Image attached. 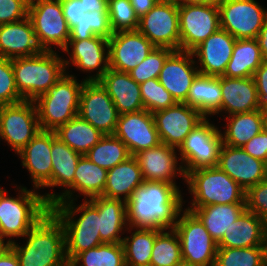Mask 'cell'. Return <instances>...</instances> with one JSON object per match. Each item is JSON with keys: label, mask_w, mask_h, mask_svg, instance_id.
Here are the masks:
<instances>
[{"label": "cell", "mask_w": 267, "mask_h": 266, "mask_svg": "<svg viewBox=\"0 0 267 266\" xmlns=\"http://www.w3.org/2000/svg\"><path fill=\"white\" fill-rule=\"evenodd\" d=\"M77 80L67 71L34 101L41 130L55 131L78 115L80 92L85 80L80 83Z\"/></svg>", "instance_id": "6"}, {"label": "cell", "mask_w": 267, "mask_h": 266, "mask_svg": "<svg viewBox=\"0 0 267 266\" xmlns=\"http://www.w3.org/2000/svg\"><path fill=\"white\" fill-rule=\"evenodd\" d=\"M108 46L109 68L122 72L135 68L155 48L138 30L114 32Z\"/></svg>", "instance_id": "19"}, {"label": "cell", "mask_w": 267, "mask_h": 266, "mask_svg": "<svg viewBox=\"0 0 267 266\" xmlns=\"http://www.w3.org/2000/svg\"><path fill=\"white\" fill-rule=\"evenodd\" d=\"M26 244H9L20 266H69L65 232L59 219L49 211L24 236Z\"/></svg>", "instance_id": "2"}, {"label": "cell", "mask_w": 267, "mask_h": 266, "mask_svg": "<svg viewBox=\"0 0 267 266\" xmlns=\"http://www.w3.org/2000/svg\"><path fill=\"white\" fill-rule=\"evenodd\" d=\"M221 76L198 74L188 92L187 105L197 109L205 118L221 107Z\"/></svg>", "instance_id": "33"}, {"label": "cell", "mask_w": 267, "mask_h": 266, "mask_svg": "<svg viewBox=\"0 0 267 266\" xmlns=\"http://www.w3.org/2000/svg\"><path fill=\"white\" fill-rule=\"evenodd\" d=\"M217 5L220 28L235 39L257 38L267 19V10L255 0H224Z\"/></svg>", "instance_id": "14"}, {"label": "cell", "mask_w": 267, "mask_h": 266, "mask_svg": "<svg viewBox=\"0 0 267 266\" xmlns=\"http://www.w3.org/2000/svg\"><path fill=\"white\" fill-rule=\"evenodd\" d=\"M180 50L192 51L220 29L217 3L178 5Z\"/></svg>", "instance_id": "13"}, {"label": "cell", "mask_w": 267, "mask_h": 266, "mask_svg": "<svg viewBox=\"0 0 267 266\" xmlns=\"http://www.w3.org/2000/svg\"><path fill=\"white\" fill-rule=\"evenodd\" d=\"M227 119L225 132H221L222 142L231 147L242 148L263 130L261 110L238 113L224 117Z\"/></svg>", "instance_id": "34"}, {"label": "cell", "mask_w": 267, "mask_h": 266, "mask_svg": "<svg viewBox=\"0 0 267 266\" xmlns=\"http://www.w3.org/2000/svg\"><path fill=\"white\" fill-rule=\"evenodd\" d=\"M113 135L126 145L130 155L161 143L153 114L145 109L120 114Z\"/></svg>", "instance_id": "17"}, {"label": "cell", "mask_w": 267, "mask_h": 266, "mask_svg": "<svg viewBox=\"0 0 267 266\" xmlns=\"http://www.w3.org/2000/svg\"><path fill=\"white\" fill-rule=\"evenodd\" d=\"M221 129L205 118L185 138L178 149L185 175L202 167H217L222 146Z\"/></svg>", "instance_id": "10"}, {"label": "cell", "mask_w": 267, "mask_h": 266, "mask_svg": "<svg viewBox=\"0 0 267 266\" xmlns=\"http://www.w3.org/2000/svg\"><path fill=\"white\" fill-rule=\"evenodd\" d=\"M78 115L104 135H113L120 114L99 81H85L80 92Z\"/></svg>", "instance_id": "15"}, {"label": "cell", "mask_w": 267, "mask_h": 266, "mask_svg": "<svg viewBox=\"0 0 267 266\" xmlns=\"http://www.w3.org/2000/svg\"><path fill=\"white\" fill-rule=\"evenodd\" d=\"M217 245L226 248L267 246V226L259 216L246 209L225 231Z\"/></svg>", "instance_id": "28"}, {"label": "cell", "mask_w": 267, "mask_h": 266, "mask_svg": "<svg viewBox=\"0 0 267 266\" xmlns=\"http://www.w3.org/2000/svg\"><path fill=\"white\" fill-rule=\"evenodd\" d=\"M5 190L0 187V240L9 238L6 242L11 244V238L24 237L50 211V205L35 189L17 186L16 198Z\"/></svg>", "instance_id": "4"}, {"label": "cell", "mask_w": 267, "mask_h": 266, "mask_svg": "<svg viewBox=\"0 0 267 266\" xmlns=\"http://www.w3.org/2000/svg\"><path fill=\"white\" fill-rule=\"evenodd\" d=\"M263 117V129L267 131V109L261 111Z\"/></svg>", "instance_id": "58"}, {"label": "cell", "mask_w": 267, "mask_h": 266, "mask_svg": "<svg viewBox=\"0 0 267 266\" xmlns=\"http://www.w3.org/2000/svg\"><path fill=\"white\" fill-rule=\"evenodd\" d=\"M99 212V233L102 243H122L125 230L130 232L133 227H128L126 202L121 199L97 196L89 199ZM124 231V232H122Z\"/></svg>", "instance_id": "30"}, {"label": "cell", "mask_w": 267, "mask_h": 266, "mask_svg": "<svg viewBox=\"0 0 267 266\" xmlns=\"http://www.w3.org/2000/svg\"><path fill=\"white\" fill-rule=\"evenodd\" d=\"M208 266H218L216 263L212 264V265H208Z\"/></svg>", "instance_id": "62"}, {"label": "cell", "mask_w": 267, "mask_h": 266, "mask_svg": "<svg viewBox=\"0 0 267 266\" xmlns=\"http://www.w3.org/2000/svg\"><path fill=\"white\" fill-rule=\"evenodd\" d=\"M212 2H215V3H219L221 1H224V0H211Z\"/></svg>", "instance_id": "61"}, {"label": "cell", "mask_w": 267, "mask_h": 266, "mask_svg": "<svg viewBox=\"0 0 267 266\" xmlns=\"http://www.w3.org/2000/svg\"><path fill=\"white\" fill-rule=\"evenodd\" d=\"M256 39L261 49L263 61H267V19L265 20Z\"/></svg>", "instance_id": "56"}, {"label": "cell", "mask_w": 267, "mask_h": 266, "mask_svg": "<svg viewBox=\"0 0 267 266\" xmlns=\"http://www.w3.org/2000/svg\"><path fill=\"white\" fill-rule=\"evenodd\" d=\"M131 236L123 237L122 246L126 266H150L151 252L156 236L163 230L136 227Z\"/></svg>", "instance_id": "37"}, {"label": "cell", "mask_w": 267, "mask_h": 266, "mask_svg": "<svg viewBox=\"0 0 267 266\" xmlns=\"http://www.w3.org/2000/svg\"><path fill=\"white\" fill-rule=\"evenodd\" d=\"M217 167L244 191L267 179V164L250 156L240 147L222 144Z\"/></svg>", "instance_id": "20"}, {"label": "cell", "mask_w": 267, "mask_h": 266, "mask_svg": "<svg viewBox=\"0 0 267 266\" xmlns=\"http://www.w3.org/2000/svg\"><path fill=\"white\" fill-rule=\"evenodd\" d=\"M215 263L218 266H267V246L218 247Z\"/></svg>", "instance_id": "41"}, {"label": "cell", "mask_w": 267, "mask_h": 266, "mask_svg": "<svg viewBox=\"0 0 267 266\" xmlns=\"http://www.w3.org/2000/svg\"><path fill=\"white\" fill-rule=\"evenodd\" d=\"M80 263V264H79ZM126 266L122 243H103L78 253L69 266Z\"/></svg>", "instance_id": "40"}, {"label": "cell", "mask_w": 267, "mask_h": 266, "mask_svg": "<svg viewBox=\"0 0 267 266\" xmlns=\"http://www.w3.org/2000/svg\"><path fill=\"white\" fill-rule=\"evenodd\" d=\"M242 149L250 156L267 164V131L263 129L247 142Z\"/></svg>", "instance_id": "50"}, {"label": "cell", "mask_w": 267, "mask_h": 266, "mask_svg": "<svg viewBox=\"0 0 267 266\" xmlns=\"http://www.w3.org/2000/svg\"><path fill=\"white\" fill-rule=\"evenodd\" d=\"M203 223L208 233L218 243L225 231L245 210V203L215 204L199 208H186Z\"/></svg>", "instance_id": "32"}, {"label": "cell", "mask_w": 267, "mask_h": 266, "mask_svg": "<svg viewBox=\"0 0 267 266\" xmlns=\"http://www.w3.org/2000/svg\"><path fill=\"white\" fill-rule=\"evenodd\" d=\"M99 82L107 90L119 114L144 109L140 86L128 72L109 68Z\"/></svg>", "instance_id": "29"}, {"label": "cell", "mask_w": 267, "mask_h": 266, "mask_svg": "<svg viewBox=\"0 0 267 266\" xmlns=\"http://www.w3.org/2000/svg\"><path fill=\"white\" fill-rule=\"evenodd\" d=\"M52 188H68L74 182L77 163L82 156L59 138L52 140Z\"/></svg>", "instance_id": "38"}, {"label": "cell", "mask_w": 267, "mask_h": 266, "mask_svg": "<svg viewBox=\"0 0 267 266\" xmlns=\"http://www.w3.org/2000/svg\"><path fill=\"white\" fill-rule=\"evenodd\" d=\"M258 92L259 110L267 109V61H263L253 76Z\"/></svg>", "instance_id": "52"}, {"label": "cell", "mask_w": 267, "mask_h": 266, "mask_svg": "<svg viewBox=\"0 0 267 266\" xmlns=\"http://www.w3.org/2000/svg\"><path fill=\"white\" fill-rule=\"evenodd\" d=\"M72 48V52H70ZM70 56V60L64 59V67L67 72L69 64H72L83 72L96 74L89 75L85 81H99L109 69V46L108 39L101 36H94L84 40H69L64 49ZM91 71V72H90Z\"/></svg>", "instance_id": "18"}, {"label": "cell", "mask_w": 267, "mask_h": 266, "mask_svg": "<svg viewBox=\"0 0 267 266\" xmlns=\"http://www.w3.org/2000/svg\"><path fill=\"white\" fill-rule=\"evenodd\" d=\"M236 39L223 29L217 30L191 52L197 57L199 73L208 76H222L231 59Z\"/></svg>", "instance_id": "25"}, {"label": "cell", "mask_w": 267, "mask_h": 266, "mask_svg": "<svg viewBox=\"0 0 267 266\" xmlns=\"http://www.w3.org/2000/svg\"><path fill=\"white\" fill-rule=\"evenodd\" d=\"M62 11L65 19L67 20L69 29L71 30L78 21L83 17L85 8L83 0H60Z\"/></svg>", "instance_id": "51"}, {"label": "cell", "mask_w": 267, "mask_h": 266, "mask_svg": "<svg viewBox=\"0 0 267 266\" xmlns=\"http://www.w3.org/2000/svg\"><path fill=\"white\" fill-rule=\"evenodd\" d=\"M137 30L157 48L180 50L178 4L159 0L139 19Z\"/></svg>", "instance_id": "12"}, {"label": "cell", "mask_w": 267, "mask_h": 266, "mask_svg": "<svg viewBox=\"0 0 267 266\" xmlns=\"http://www.w3.org/2000/svg\"><path fill=\"white\" fill-rule=\"evenodd\" d=\"M174 266H194L188 261L181 259L178 263H176Z\"/></svg>", "instance_id": "59"}, {"label": "cell", "mask_w": 267, "mask_h": 266, "mask_svg": "<svg viewBox=\"0 0 267 266\" xmlns=\"http://www.w3.org/2000/svg\"><path fill=\"white\" fill-rule=\"evenodd\" d=\"M0 266H20L17 255L9 245L0 253Z\"/></svg>", "instance_id": "54"}, {"label": "cell", "mask_w": 267, "mask_h": 266, "mask_svg": "<svg viewBox=\"0 0 267 266\" xmlns=\"http://www.w3.org/2000/svg\"><path fill=\"white\" fill-rule=\"evenodd\" d=\"M130 156L126 145L114 135H104L85 154V157L91 162L107 170L125 161Z\"/></svg>", "instance_id": "39"}, {"label": "cell", "mask_w": 267, "mask_h": 266, "mask_svg": "<svg viewBox=\"0 0 267 266\" xmlns=\"http://www.w3.org/2000/svg\"><path fill=\"white\" fill-rule=\"evenodd\" d=\"M107 10L113 33L137 30L139 18L129 0H108Z\"/></svg>", "instance_id": "45"}, {"label": "cell", "mask_w": 267, "mask_h": 266, "mask_svg": "<svg viewBox=\"0 0 267 266\" xmlns=\"http://www.w3.org/2000/svg\"><path fill=\"white\" fill-rule=\"evenodd\" d=\"M191 206L199 208L215 204L245 203V191L218 167H202L185 175Z\"/></svg>", "instance_id": "7"}, {"label": "cell", "mask_w": 267, "mask_h": 266, "mask_svg": "<svg viewBox=\"0 0 267 266\" xmlns=\"http://www.w3.org/2000/svg\"><path fill=\"white\" fill-rule=\"evenodd\" d=\"M246 209L259 216L267 226V179L245 191Z\"/></svg>", "instance_id": "48"}, {"label": "cell", "mask_w": 267, "mask_h": 266, "mask_svg": "<svg viewBox=\"0 0 267 266\" xmlns=\"http://www.w3.org/2000/svg\"><path fill=\"white\" fill-rule=\"evenodd\" d=\"M85 12L108 11V0H83Z\"/></svg>", "instance_id": "55"}, {"label": "cell", "mask_w": 267, "mask_h": 266, "mask_svg": "<svg viewBox=\"0 0 267 266\" xmlns=\"http://www.w3.org/2000/svg\"><path fill=\"white\" fill-rule=\"evenodd\" d=\"M182 198L177 185L144 181L126 202L129 227L173 228L184 206Z\"/></svg>", "instance_id": "1"}, {"label": "cell", "mask_w": 267, "mask_h": 266, "mask_svg": "<svg viewBox=\"0 0 267 266\" xmlns=\"http://www.w3.org/2000/svg\"><path fill=\"white\" fill-rule=\"evenodd\" d=\"M134 8L136 16L140 19L150 9H152L159 0H129Z\"/></svg>", "instance_id": "53"}, {"label": "cell", "mask_w": 267, "mask_h": 266, "mask_svg": "<svg viewBox=\"0 0 267 266\" xmlns=\"http://www.w3.org/2000/svg\"><path fill=\"white\" fill-rule=\"evenodd\" d=\"M54 131L40 130L38 134L17 154L21 165L31 174L33 189L52 187V140Z\"/></svg>", "instance_id": "21"}, {"label": "cell", "mask_w": 267, "mask_h": 266, "mask_svg": "<svg viewBox=\"0 0 267 266\" xmlns=\"http://www.w3.org/2000/svg\"><path fill=\"white\" fill-rule=\"evenodd\" d=\"M173 51L174 50L168 48L155 47L140 64L128 73L138 84H141L149 79L159 78L160 71L163 68L166 58Z\"/></svg>", "instance_id": "46"}, {"label": "cell", "mask_w": 267, "mask_h": 266, "mask_svg": "<svg viewBox=\"0 0 267 266\" xmlns=\"http://www.w3.org/2000/svg\"><path fill=\"white\" fill-rule=\"evenodd\" d=\"M23 101L15 84L12 59L0 58V106Z\"/></svg>", "instance_id": "47"}, {"label": "cell", "mask_w": 267, "mask_h": 266, "mask_svg": "<svg viewBox=\"0 0 267 266\" xmlns=\"http://www.w3.org/2000/svg\"><path fill=\"white\" fill-rule=\"evenodd\" d=\"M41 130L34 101L0 106V139L18 154Z\"/></svg>", "instance_id": "11"}, {"label": "cell", "mask_w": 267, "mask_h": 266, "mask_svg": "<svg viewBox=\"0 0 267 266\" xmlns=\"http://www.w3.org/2000/svg\"><path fill=\"white\" fill-rule=\"evenodd\" d=\"M263 62L257 39H236L233 53L222 76L230 78L253 77Z\"/></svg>", "instance_id": "35"}, {"label": "cell", "mask_w": 267, "mask_h": 266, "mask_svg": "<svg viewBox=\"0 0 267 266\" xmlns=\"http://www.w3.org/2000/svg\"><path fill=\"white\" fill-rule=\"evenodd\" d=\"M163 229L155 238L150 266H174L182 259L179 237L173 228ZM165 231V232H164Z\"/></svg>", "instance_id": "42"}, {"label": "cell", "mask_w": 267, "mask_h": 266, "mask_svg": "<svg viewBox=\"0 0 267 266\" xmlns=\"http://www.w3.org/2000/svg\"><path fill=\"white\" fill-rule=\"evenodd\" d=\"M54 132L57 138L82 156L104 136L103 133L79 115L66 124L60 125Z\"/></svg>", "instance_id": "36"}, {"label": "cell", "mask_w": 267, "mask_h": 266, "mask_svg": "<svg viewBox=\"0 0 267 266\" xmlns=\"http://www.w3.org/2000/svg\"><path fill=\"white\" fill-rule=\"evenodd\" d=\"M107 172V169L99 167L83 155L77 163L74 182L60 194L50 192L42 194V197L49 205H55L58 202L76 200L77 198H73L75 192L84 195L85 200L102 196L107 182Z\"/></svg>", "instance_id": "22"}, {"label": "cell", "mask_w": 267, "mask_h": 266, "mask_svg": "<svg viewBox=\"0 0 267 266\" xmlns=\"http://www.w3.org/2000/svg\"><path fill=\"white\" fill-rule=\"evenodd\" d=\"M193 58L196 57L190 51L175 50L166 58L160 71L159 82L176 102L187 100L190 87L199 74Z\"/></svg>", "instance_id": "23"}, {"label": "cell", "mask_w": 267, "mask_h": 266, "mask_svg": "<svg viewBox=\"0 0 267 266\" xmlns=\"http://www.w3.org/2000/svg\"><path fill=\"white\" fill-rule=\"evenodd\" d=\"M42 51L29 17L0 25V58L27 57Z\"/></svg>", "instance_id": "26"}, {"label": "cell", "mask_w": 267, "mask_h": 266, "mask_svg": "<svg viewBox=\"0 0 267 266\" xmlns=\"http://www.w3.org/2000/svg\"><path fill=\"white\" fill-rule=\"evenodd\" d=\"M176 148L160 143L158 146L139 151L136 157L144 181L165 182L177 185L175 178L185 179L182 165H178ZM179 166V167H177Z\"/></svg>", "instance_id": "24"}, {"label": "cell", "mask_w": 267, "mask_h": 266, "mask_svg": "<svg viewBox=\"0 0 267 266\" xmlns=\"http://www.w3.org/2000/svg\"><path fill=\"white\" fill-rule=\"evenodd\" d=\"M112 34L108 11L85 12L76 26L70 30L69 40H84L94 36L109 39Z\"/></svg>", "instance_id": "43"}, {"label": "cell", "mask_w": 267, "mask_h": 266, "mask_svg": "<svg viewBox=\"0 0 267 266\" xmlns=\"http://www.w3.org/2000/svg\"><path fill=\"white\" fill-rule=\"evenodd\" d=\"M143 182L139 163L136 157L131 155L125 161L108 170L107 182L102 196L127 202L135 191L143 185Z\"/></svg>", "instance_id": "31"}, {"label": "cell", "mask_w": 267, "mask_h": 266, "mask_svg": "<svg viewBox=\"0 0 267 266\" xmlns=\"http://www.w3.org/2000/svg\"><path fill=\"white\" fill-rule=\"evenodd\" d=\"M18 93L23 100L35 101L66 73L64 59L54 50L12 59Z\"/></svg>", "instance_id": "5"}, {"label": "cell", "mask_w": 267, "mask_h": 266, "mask_svg": "<svg viewBox=\"0 0 267 266\" xmlns=\"http://www.w3.org/2000/svg\"><path fill=\"white\" fill-rule=\"evenodd\" d=\"M74 203L73 200L50 205V211L64 227L68 262L78 253L103 244L99 233L98 208L89 199H84L79 206ZM78 213L81 215L76 219Z\"/></svg>", "instance_id": "3"}, {"label": "cell", "mask_w": 267, "mask_h": 266, "mask_svg": "<svg viewBox=\"0 0 267 266\" xmlns=\"http://www.w3.org/2000/svg\"><path fill=\"white\" fill-rule=\"evenodd\" d=\"M30 0H0V25L28 17Z\"/></svg>", "instance_id": "49"}, {"label": "cell", "mask_w": 267, "mask_h": 266, "mask_svg": "<svg viewBox=\"0 0 267 266\" xmlns=\"http://www.w3.org/2000/svg\"><path fill=\"white\" fill-rule=\"evenodd\" d=\"M153 117L161 143L177 150L188 134L205 119L194 107L179 102L154 112Z\"/></svg>", "instance_id": "16"}, {"label": "cell", "mask_w": 267, "mask_h": 266, "mask_svg": "<svg viewBox=\"0 0 267 266\" xmlns=\"http://www.w3.org/2000/svg\"><path fill=\"white\" fill-rule=\"evenodd\" d=\"M28 17L42 50L53 51L52 46L55 45L64 52L70 39V29L60 0H30Z\"/></svg>", "instance_id": "9"}, {"label": "cell", "mask_w": 267, "mask_h": 266, "mask_svg": "<svg viewBox=\"0 0 267 266\" xmlns=\"http://www.w3.org/2000/svg\"><path fill=\"white\" fill-rule=\"evenodd\" d=\"M221 92V107L213 115L221 112L233 115L259 110L258 92L253 77L221 76Z\"/></svg>", "instance_id": "27"}, {"label": "cell", "mask_w": 267, "mask_h": 266, "mask_svg": "<svg viewBox=\"0 0 267 266\" xmlns=\"http://www.w3.org/2000/svg\"><path fill=\"white\" fill-rule=\"evenodd\" d=\"M173 229L180 240L182 259L194 266H208L215 263L217 242L192 211L181 210Z\"/></svg>", "instance_id": "8"}, {"label": "cell", "mask_w": 267, "mask_h": 266, "mask_svg": "<svg viewBox=\"0 0 267 266\" xmlns=\"http://www.w3.org/2000/svg\"><path fill=\"white\" fill-rule=\"evenodd\" d=\"M139 86L144 109L152 114L177 103L158 78L149 79L139 84Z\"/></svg>", "instance_id": "44"}, {"label": "cell", "mask_w": 267, "mask_h": 266, "mask_svg": "<svg viewBox=\"0 0 267 266\" xmlns=\"http://www.w3.org/2000/svg\"><path fill=\"white\" fill-rule=\"evenodd\" d=\"M7 242L0 240V253L8 246Z\"/></svg>", "instance_id": "60"}, {"label": "cell", "mask_w": 267, "mask_h": 266, "mask_svg": "<svg viewBox=\"0 0 267 266\" xmlns=\"http://www.w3.org/2000/svg\"><path fill=\"white\" fill-rule=\"evenodd\" d=\"M178 5H197V4H207L211 3V0H173Z\"/></svg>", "instance_id": "57"}]
</instances>
